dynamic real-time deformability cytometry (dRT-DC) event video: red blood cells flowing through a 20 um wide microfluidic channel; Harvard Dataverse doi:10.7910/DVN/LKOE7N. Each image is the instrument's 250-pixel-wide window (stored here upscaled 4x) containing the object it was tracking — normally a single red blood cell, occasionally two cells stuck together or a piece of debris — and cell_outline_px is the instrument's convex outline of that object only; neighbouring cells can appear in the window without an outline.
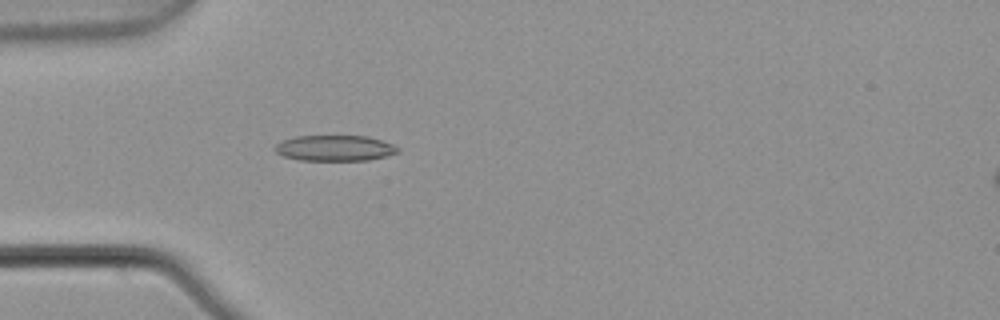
{"species": "common noctule bat (a hibernating species)", "species_latin": "Nyctalus noctula", "temperature_condition": "warm", "stored_images_in_passage": 3, "camera_frame_rate_fps": 3000, "um_per_image_px": 0.085, "animal": {"sex": "male", "body_mass_g": 21.5, "forearm_length_mm": 52.0}, "frame": {"image": 1, "passage_image": 3, "time_ms": 0.667, "image_size_px": [1000, 320], "cell_outline_px": [[400, 152], [368, 160], [300, 160], [284, 156], [276, 152], [272, 148], [276, 144], [284, 140], [296, 136], [368, 136], [392, 144], [400, 148]], "centroid_in_image_um": [28.45, 12.59], "position_along_channel_um": 56.5, "area_um2": 18.32}}